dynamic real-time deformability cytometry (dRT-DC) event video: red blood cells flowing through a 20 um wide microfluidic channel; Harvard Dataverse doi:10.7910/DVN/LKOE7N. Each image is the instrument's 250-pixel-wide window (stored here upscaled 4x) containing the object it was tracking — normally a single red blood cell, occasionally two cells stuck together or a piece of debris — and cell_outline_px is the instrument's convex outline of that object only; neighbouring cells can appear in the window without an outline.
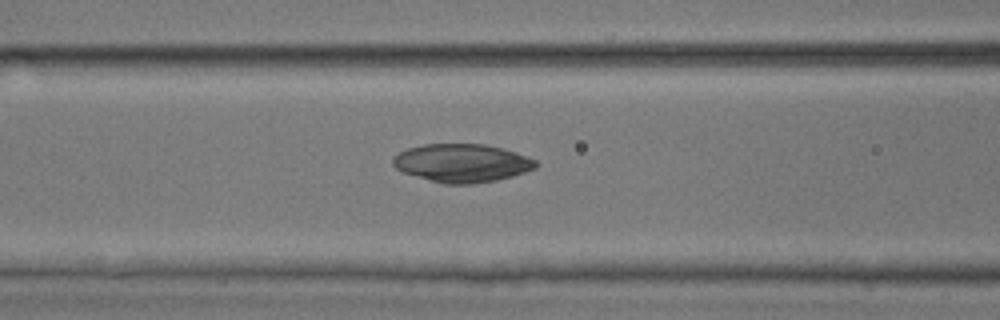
{"species": "common noctule bat (a hibernating species)", "species_latin": "Nyctalus noctula", "temperature_condition": "room temperature", "stored_images_in_passage": 49, "camera_frame_rate_fps": 3000, "um_per_image_px": 0.085, "animal": {"sex": "male", "body_mass_g": 17.9, "forearm_length_mm": 54.2}, "frame": {"image": 1, "passage_image": 21, "time_ms": 6.667, "image_size_px": [1000, 320], "cell_outline_px": [[540, 164], [536, 168], [512, 176], [496, 180], [472, 184], [444, 184], [404, 172], [396, 168], [392, 164], [392, 160], [400, 152], [408, 148], [424, 144], [484, 144], [516, 152], [536, 160]], "centroid_in_image_um": [39.29, 13.86], "position_along_channel_um": 127.3, "area_um2": 31.62}}
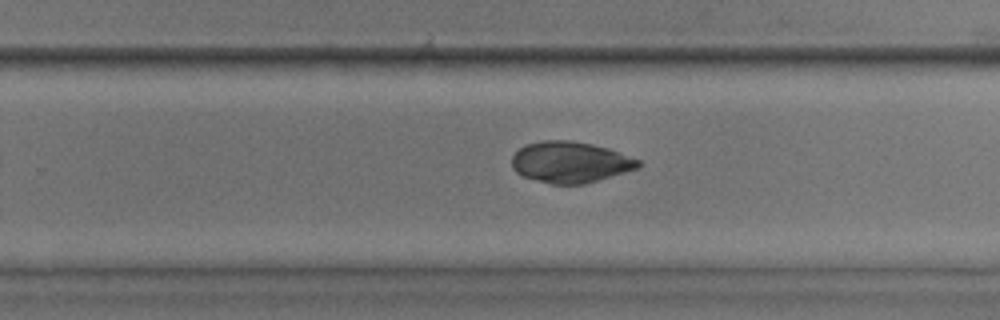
{"frame": {"image": 2, "passage_image": 32, "time_ms": 10.333, "image_size_px": [1000, 320], "cell_outline_px": [[640, 168], [584, 184], [552, 184], [524, 176], [516, 172], [512, 168], [512, 156], [524, 144], [544, 140], [568, 140], [592, 144], [608, 148], [640, 160]], "centroid_in_image_um": [48.47, 13.78], "position_along_channel_um": 281.3, "area_um2": 30.23}}
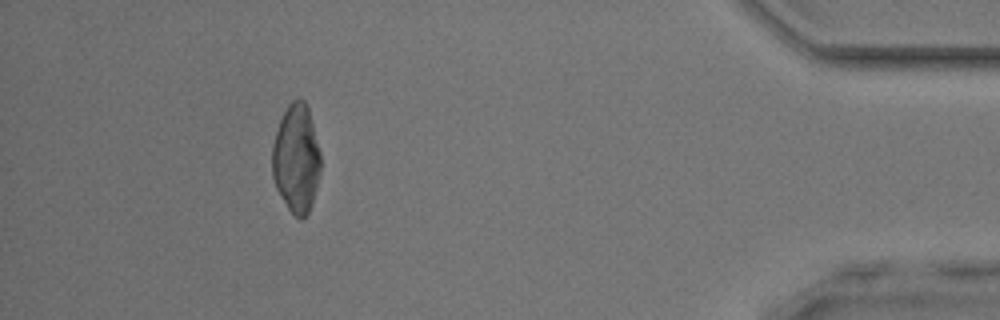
{"frame": {"image": 3, "passage_image": 45, "time_ms": 14.667, "image_size_px": [1000, 320], "cell_outline_px": [[320, 172], [312, 204], [308, 212], [300, 220], [288, 208], [276, 188], [272, 176], [272, 144], [280, 120], [288, 104], [296, 96], [304, 100], [308, 108], [320, 152]], "centroid_in_image_um": [25.17, 13.46], "position_along_channel_um": 410.0, "area_um2": 30.52}}